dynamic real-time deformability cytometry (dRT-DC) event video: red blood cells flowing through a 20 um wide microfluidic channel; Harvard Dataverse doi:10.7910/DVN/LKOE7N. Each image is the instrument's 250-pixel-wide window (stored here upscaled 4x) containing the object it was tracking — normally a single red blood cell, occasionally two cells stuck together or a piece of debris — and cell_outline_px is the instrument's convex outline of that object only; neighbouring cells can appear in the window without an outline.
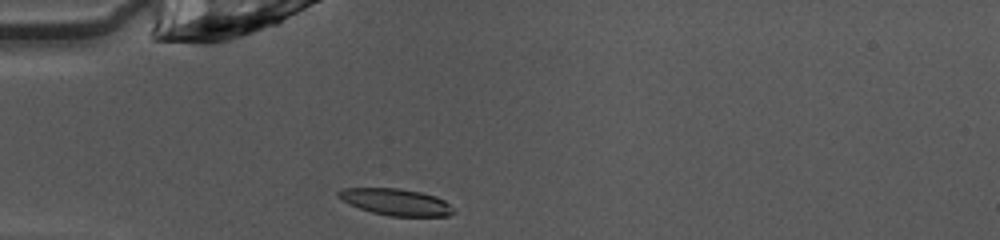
{"species": "common noctule bat (a hibernating species)", "species_latin": "Nyctalus noctula", "temperature_condition": "warm", "stored_images_in_passage": 36, "camera_frame_rate_fps": 3000, "um_per_image_px": 0.085, "animal": {"sex": "female", "body_mass_g": 10.0, "forearm_length_mm": 53.1}, "frame": {"image": 1, "passage_image": 1, "time_ms": 0.0, "image_size_px": [1000, 240], "cell_outline_px": [[456, 212], [448, 216], [388, 216], [372, 212], [348, 204], [336, 192], [344, 188], [396, 188], [420, 192], [436, 196], [444, 200], [456, 208]], "centroid_in_image_um": [33.72, 17.18], "position_along_channel_um": 51.3, "area_um2": 17.86}}
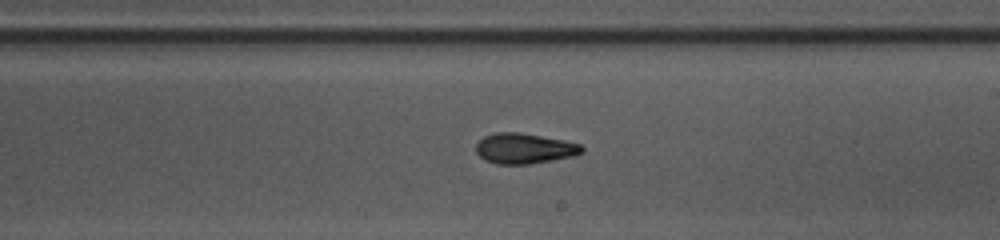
{"frame": {"image": 2, "passage_image": 16, "time_ms": 5.0, "image_size_px": [1000, 240], "cell_outline_px": [[584, 152], [572, 156], [552, 160], [528, 164], [496, 164], [484, 160], [476, 152], [476, 144], [484, 136], [496, 132], [520, 132], [564, 140], [580, 144], [584, 148]], "centroid_in_image_um": [44.56, 12.61], "position_along_channel_um": 244.4, "area_um2": 18.79}}
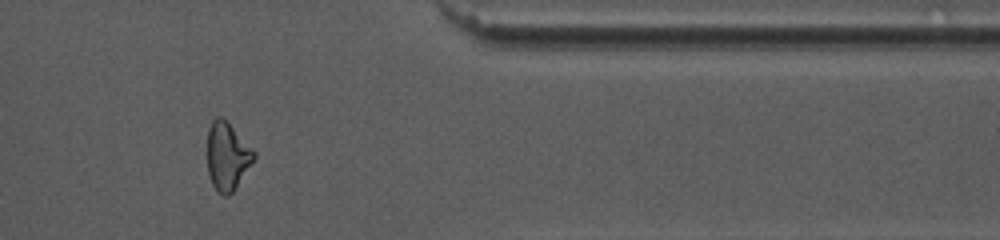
{"frame": {"image": 3, "passage_image": 28, "time_ms": 9.0, "image_size_px": [1000, 240], "cell_outline_px": [[256, 156], [236, 188], [228, 196], [224, 196], [216, 192], [212, 184], [208, 172], [208, 128], [212, 120], [216, 116], [220, 116], [228, 120], [256, 152]], "centroid_in_image_um": [19.32, 13.26], "position_along_channel_um": 392.1, "area_um2": 18.73}, "authors_computed_cell_mechanics": {"area_um2": 18.785, "velocity_mm_per_s": 4.0725, "shape_relaxation_time_tau1_ms": 4.6687, "shape_relaxation_time_tau2_ms": 3.7686, "deformation_change_tau1": 0.1785, "deformation_change_tau2": 0.0978}}